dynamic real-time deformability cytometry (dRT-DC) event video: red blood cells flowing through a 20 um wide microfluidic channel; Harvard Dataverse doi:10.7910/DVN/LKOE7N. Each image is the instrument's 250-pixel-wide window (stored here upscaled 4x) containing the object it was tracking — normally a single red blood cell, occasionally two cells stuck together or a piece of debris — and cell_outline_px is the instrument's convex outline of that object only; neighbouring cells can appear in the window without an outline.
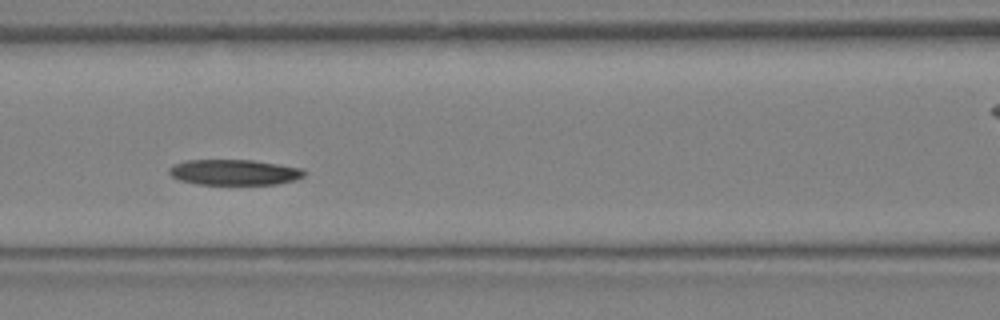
{"species": "Egyptian fruit bat (a non-hibernating species)", "species_latin": "Rousettus aegyptiacus", "temperature_condition": "warm", "stored_images_in_passage": 14, "segment_of_instrument_passage": [1, 2], "camera_frame_rate_fps": 3000, "um_per_image_px": 0.085, "animal": {"sex": "female"}, "frame": {"image": 1, "passage_image": 8, "time_ms": 2.333, "image_size_px": [1000, 320], "cell_outline_px": [[304, 176], [296, 180], [276, 184], [196, 184], [180, 180], [172, 176], [168, 172], [168, 168], [172, 164], [184, 160], [252, 160], [304, 168]], "centroid_in_image_um": [19.89, 14.64], "position_along_channel_um": 146.7, "area_um2": 20.23}}
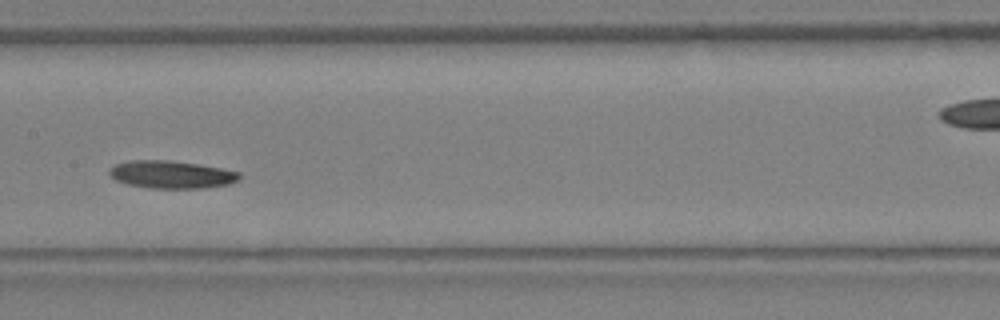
{"frame": {"image": 2, "passage_image": 10, "time_ms": 3.0, "image_size_px": [1000, 320], "cell_outline_px": [[240, 180], [228, 184], [200, 188], [148, 188], [128, 184], [116, 180], [108, 172], [116, 164], [132, 160], [168, 160], [196, 164], [220, 168], [240, 172]], "centroid_in_image_um": [14.58, 14.84], "position_along_channel_um": 192.8, "area_um2": 20.69}}
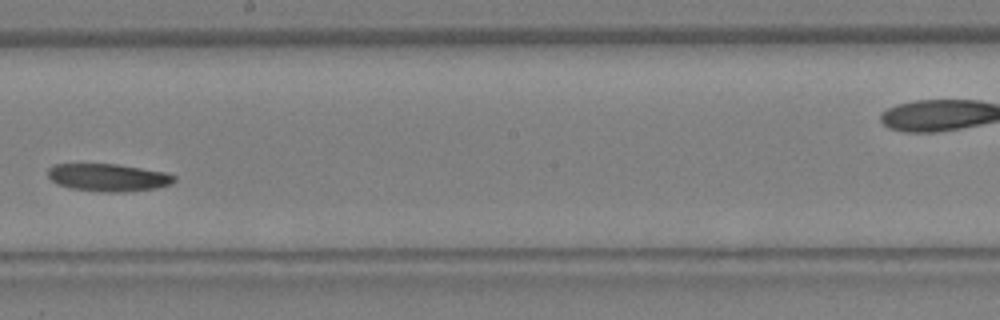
{"frame": {"image": 3, "passage_image": 12, "time_ms": 3.667, "image_size_px": [1000, 320], "cell_outline_px": [[176, 180], [172, 184], [156, 188], [124, 192], [100, 192], [72, 188], [56, 184], [48, 176], [48, 168], [52, 164], [116, 164], [168, 172], [176, 176]], "centroid_in_image_um": [9.23, 15.08], "position_along_channel_um": 239.0, "area_um2": 20.52}}